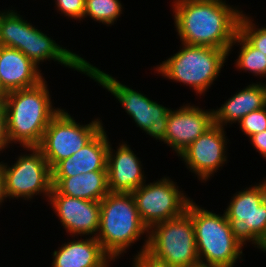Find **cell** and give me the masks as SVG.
<instances>
[{"label": "cell", "mask_w": 266, "mask_h": 267, "mask_svg": "<svg viewBox=\"0 0 266 267\" xmlns=\"http://www.w3.org/2000/svg\"><path fill=\"white\" fill-rule=\"evenodd\" d=\"M134 260H132V267H175L168 262L162 261L154 257L147 250L137 252L134 254Z\"/></svg>", "instance_id": "83f0119b"}, {"label": "cell", "mask_w": 266, "mask_h": 267, "mask_svg": "<svg viewBox=\"0 0 266 267\" xmlns=\"http://www.w3.org/2000/svg\"><path fill=\"white\" fill-rule=\"evenodd\" d=\"M147 251L175 267H200L191 215L154 224L149 229Z\"/></svg>", "instance_id": "52a82bcc"}, {"label": "cell", "mask_w": 266, "mask_h": 267, "mask_svg": "<svg viewBox=\"0 0 266 267\" xmlns=\"http://www.w3.org/2000/svg\"><path fill=\"white\" fill-rule=\"evenodd\" d=\"M257 248L266 253V232L263 235V237L260 239V242Z\"/></svg>", "instance_id": "1f68e13d"}, {"label": "cell", "mask_w": 266, "mask_h": 267, "mask_svg": "<svg viewBox=\"0 0 266 267\" xmlns=\"http://www.w3.org/2000/svg\"><path fill=\"white\" fill-rule=\"evenodd\" d=\"M30 153L20 154L8 165L1 161L9 199L33 200L37 195L49 199L52 189L51 169L38 147H23ZM42 194V195H41ZM16 198V199H14Z\"/></svg>", "instance_id": "30bf717a"}, {"label": "cell", "mask_w": 266, "mask_h": 267, "mask_svg": "<svg viewBox=\"0 0 266 267\" xmlns=\"http://www.w3.org/2000/svg\"><path fill=\"white\" fill-rule=\"evenodd\" d=\"M186 211L192 217L200 267H234L243 260L244 246L234 237L225 213L205 210L193 199Z\"/></svg>", "instance_id": "277c9868"}, {"label": "cell", "mask_w": 266, "mask_h": 267, "mask_svg": "<svg viewBox=\"0 0 266 267\" xmlns=\"http://www.w3.org/2000/svg\"><path fill=\"white\" fill-rule=\"evenodd\" d=\"M249 141L260 156L266 160V130L252 135Z\"/></svg>", "instance_id": "f546056e"}, {"label": "cell", "mask_w": 266, "mask_h": 267, "mask_svg": "<svg viewBox=\"0 0 266 267\" xmlns=\"http://www.w3.org/2000/svg\"><path fill=\"white\" fill-rule=\"evenodd\" d=\"M10 145V140L7 133V118L3 100L0 102V151L3 153L5 148Z\"/></svg>", "instance_id": "f1b7e54d"}, {"label": "cell", "mask_w": 266, "mask_h": 267, "mask_svg": "<svg viewBox=\"0 0 266 267\" xmlns=\"http://www.w3.org/2000/svg\"><path fill=\"white\" fill-rule=\"evenodd\" d=\"M66 232L75 237H96L100 226V201L60 194L54 187L48 199Z\"/></svg>", "instance_id": "4fadbf2b"}, {"label": "cell", "mask_w": 266, "mask_h": 267, "mask_svg": "<svg viewBox=\"0 0 266 267\" xmlns=\"http://www.w3.org/2000/svg\"><path fill=\"white\" fill-rule=\"evenodd\" d=\"M123 12L120 0H85L84 18L111 26L117 22Z\"/></svg>", "instance_id": "cb8c5ba5"}, {"label": "cell", "mask_w": 266, "mask_h": 267, "mask_svg": "<svg viewBox=\"0 0 266 267\" xmlns=\"http://www.w3.org/2000/svg\"><path fill=\"white\" fill-rule=\"evenodd\" d=\"M7 91L3 88L1 76H0V99L3 100L5 96L7 95Z\"/></svg>", "instance_id": "d6a6232c"}, {"label": "cell", "mask_w": 266, "mask_h": 267, "mask_svg": "<svg viewBox=\"0 0 266 267\" xmlns=\"http://www.w3.org/2000/svg\"><path fill=\"white\" fill-rule=\"evenodd\" d=\"M10 144L38 147L49 122L61 111L53 107L47 81L13 90L3 99Z\"/></svg>", "instance_id": "7a4b0ae2"}, {"label": "cell", "mask_w": 266, "mask_h": 267, "mask_svg": "<svg viewBox=\"0 0 266 267\" xmlns=\"http://www.w3.org/2000/svg\"><path fill=\"white\" fill-rule=\"evenodd\" d=\"M60 194L89 201H101L108 193L107 171H91L73 177H51Z\"/></svg>", "instance_id": "44dd1931"}, {"label": "cell", "mask_w": 266, "mask_h": 267, "mask_svg": "<svg viewBox=\"0 0 266 267\" xmlns=\"http://www.w3.org/2000/svg\"><path fill=\"white\" fill-rule=\"evenodd\" d=\"M264 106H266V84L252 82L213 110L214 124L225 128Z\"/></svg>", "instance_id": "ffe728a7"}, {"label": "cell", "mask_w": 266, "mask_h": 267, "mask_svg": "<svg viewBox=\"0 0 266 267\" xmlns=\"http://www.w3.org/2000/svg\"><path fill=\"white\" fill-rule=\"evenodd\" d=\"M105 127L72 156L51 169V177H73L91 171H107L109 138Z\"/></svg>", "instance_id": "e0dca14e"}, {"label": "cell", "mask_w": 266, "mask_h": 267, "mask_svg": "<svg viewBox=\"0 0 266 267\" xmlns=\"http://www.w3.org/2000/svg\"><path fill=\"white\" fill-rule=\"evenodd\" d=\"M57 12L70 19L83 20L85 0H54Z\"/></svg>", "instance_id": "4316f807"}, {"label": "cell", "mask_w": 266, "mask_h": 267, "mask_svg": "<svg viewBox=\"0 0 266 267\" xmlns=\"http://www.w3.org/2000/svg\"><path fill=\"white\" fill-rule=\"evenodd\" d=\"M7 198L9 199L6 191L5 175L2 169V164L0 162V207H2V203H4Z\"/></svg>", "instance_id": "4dcf8cb0"}, {"label": "cell", "mask_w": 266, "mask_h": 267, "mask_svg": "<svg viewBox=\"0 0 266 267\" xmlns=\"http://www.w3.org/2000/svg\"><path fill=\"white\" fill-rule=\"evenodd\" d=\"M254 19L242 13L239 21V33L256 49L266 54V26L260 27L253 23Z\"/></svg>", "instance_id": "d4e9b609"}, {"label": "cell", "mask_w": 266, "mask_h": 267, "mask_svg": "<svg viewBox=\"0 0 266 267\" xmlns=\"http://www.w3.org/2000/svg\"><path fill=\"white\" fill-rule=\"evenodd\" d=\"M87 76L111 93L124 107L125 112L147 135L162 141L167 132L170 108L153 101L141 91L121 83L112 75L87 62Z\"/></svg>", "instance_id": "8992f818"}, {"label": "cell", "mask_w": 266, "mask_h": 267, "mask_svg": "<svg viewBox=\"0 0 266 267\" xmlns=\"http://www.w3.org/2000/svg\"><path fill=\"white\" fill-rule=\"evenodd\" d=\"M103 125L98 117L86 125L80 124L65 109H61L49 122L38 148L52 169L89 143L104 128Z\"/></svg>", "instance_id": "9c48e42d"}, {"label": "cell", "mask_w": 266, "mask_h": 267, "mask_svg": "<svg viewBox=\"0 0 266 267\" xmlns=\"http://www.w3.org/2000/svg\"><path fill=\"white\" fill-rule=\"evenodd\" d=\"M145 234L139 252L147 250L149 229L141 220L132 193L109 192L100 201V226L96 238L114 261Z\"/></svg>", "instance_id": "3957f363"}, {"label": "cell", "mask_w": 266, "mask_h": 267, "mask_svg": "<svg viewBox=\"0 0 266 267\" xmlns=\"http://www.w3.org/2000/svg\"><path fill=\"white\" fill-rule=\"evenodd\" d=\"M23 17L18 11H0V46L15 48L22 52Z\"/></svg>", "instance_id": "603a6c76"}, {"label": "cell", "mask_w": 266, "mask_h": 267, "mask_svg": "<svg viewBox=\"0 0 266 267\" xmlns=\"http://www.w3.org/2000/svg\"><path fill=\"white\" fill-rule=\"evenodd\" d=\"M180 50L154 67L157 74L182 83L205 95L221 73L229 57L227 50L208 46L181 44Z\"/></svg>", "instance_id": "5b68a950"}, {"label": "cell", "mask_w": 266, "mask_h": 267, "mask_svg": "<svg viewBox=\"0 0 266 267\" xmlns=\"http://www.w3.org/2000/svg\"><path fill=\"white\" fill-rule=\"evenodd\" d=\"M234 45H239V54L235 60V67L239 71L251 72L254 76L260 78L266 77V54L254 48L239 32L231 44L228 54L234 48Z\"/></svg>", "instance_id": "7402d4cb"}, {"label": "cell", "mask_w": 266, "mask_h": 267, "mask_svg": "<svg viewBox=\"0 0 266 267\" xmlns=\"http://www.w3.org/2000/svg\"><path fill=\"white\" fill-rule=\"evenodd\" d=\"M224 213L234 237L258 247L266 232V178L233 194Z\"/></svg>", "instance_id": "ba28073f"}, {"label": "cell", "mask_w": 266, "mask_h": 267, "mask_svg": "<svg viewBox=\"0 0 266 267\" xmlns=\"http://www.w3.org/2000/svg\"><path fill=\"white\" fill-rule=\"evenodd\" d=\"M181 44L227 50L239 32L243 11L226 0H197L171 4ZM240 9V10H239Z\"/></svg>", "instance_id": "6da1fadb"}, {"label": "cell", "mask_w": 266, "mask_h": 267, "mask_svg": "<svg viewBox=\"0 0 266 267\" xmlns=\"http://www.w3.org/2000/svg\"><path fill=\"white\" fill-rule=\"evenodd\" d=\"M132 195L141 220L148 229L154 224L181 216L191 201L169 176L145 182Z\"/></svg>", "instance_id": "8fae6325"}, {"label": "cell", "mask_w": 266, "mask_h": 267, "mask_svg": "<svg viewBox=\"0 0 266 267\" xmlns=\"http://www.w3.org/2000/svg\"><path fill=\"white\" fill-rule=\"evenodd\" d=\"M32 23L23 19L22 53L38 67L48 60L87 75V60L81 55L60 46Z\"/></svg>", "instance_id": "9a60e30c"}, {"label": "cell", "mask_w": 266, "mask_h": 267, "mask_svg": "<svg viewBox=\"0 0 266 267\" xmlns=\"http://www.w3.org/2000/svg\"><path fill=\"white\" fill-rule=\"evenodd\" d=\"M141 160L125 142L116 150L109 141L107 178L109 192L132 193L146 182Z\"/></svg>", "instance_id": "2e32d148"}, {"label": "cell", "mask_w": 266, "mask_h": 267, "mask_svg": "<svg viewBox=\"0 0 266 267\" xmlns=\"http://www.w3.org/2000/svg\"><path fill=\"white\" fill-rule=\"evenodd\" d=\"M185 1H197V0H173L172 4L179 3V2H185Z\"/></svg>", "instance_id": "836d02e7"}, {"label": "cell", "mask_w": 266, "mask_h": 267, "mask_svg": "<svg viewBox=\"0 0 266 267\" xmlns=\"http://www.w3.org/2000/svg\"><path fill=\"white\" fill-rule=\"evenodd\" d=\"M190 104L170 109L168 113L167 132L161 142L169 145L177 156L214 124V109Z\"/></svg>", "instance_id": "5bb4252c"}, {"label": "cell", "mask_w": 266, "mask_h": 267, "mask_svg": "<svg viewBox=\"0 0 266 267\" xmlns=\"http://www.w3.org/2000/svg\"><path fill=\"white\" fill-rule=\"evenodd\" d=\"M225 135V128L213 124L178 156L202 183L213 177L228 161V138Z\"/></svg>", "instance_id": "7c38bea8"}, {"label": "cell", "mask_w": 266, "mask_h": 267, "mask_svg": "<svg viewBox=\"0 0 266 267\" xmlns=\"http://www.w3.org/2000/svg\"><path fill=\"white\" fill-rule=\"evenodd\" d=\"M239 128L244 135L251 137L252 135L266 130V106L250 112L244 116L238 123Z\"/></svg>", "instance_id": "484cf974"}, {"label": "cell", "mask_w": 266, "mask_h": 267, "mask_svg": "<svg viewBox=\"0 0 266 267\" xmlns=\"http://www.w3.org/2000/svg\"><path fill=\"white\" fill-rule=\"evenodd\" d=\"M39 68L20 50L0 46V76L7 92L38 85L45 79Z\"/></svg>", "instance_id": "ac0fdd59"}, {"label": "cell", "mask_w": 266, "mask_h": 267, "mask_svg": "<svg viewBox=\"0 0 266 267\" xmlns=\"http://www.w3.org/2000/svg\"><path fill=\"white\" fill-rule=\"evenodd\" d=\"M68 241L52 253V267H109L114 260L96 237Z\"/></svg>", "instance_id": "d6986e66"}]
</instances>
